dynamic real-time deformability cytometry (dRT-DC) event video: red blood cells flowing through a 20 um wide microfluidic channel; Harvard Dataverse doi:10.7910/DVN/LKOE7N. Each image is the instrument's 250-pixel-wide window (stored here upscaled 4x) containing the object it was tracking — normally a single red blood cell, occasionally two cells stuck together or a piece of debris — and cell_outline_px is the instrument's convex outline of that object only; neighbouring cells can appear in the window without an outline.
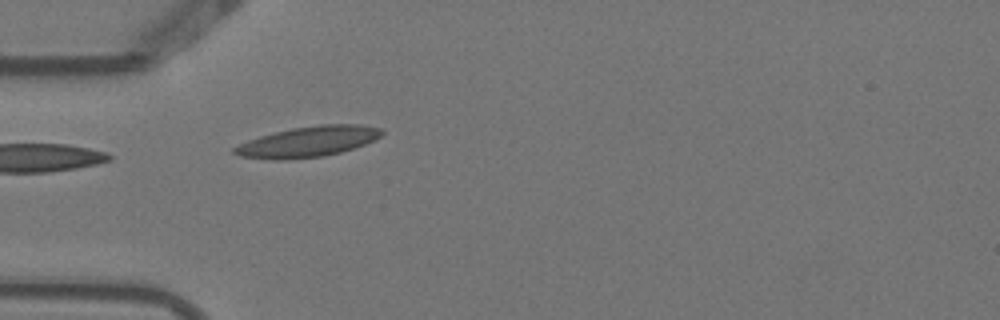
{"species": "Egyptian fruit bat (a non-hibernating species)", "species_latin": "Rousettus aegyptiacus", "temperature_condition": "warm", "stored_images_in_passage": 1, "camera_frame_rate_fps": 3000, "um_per_image_px": 0.085, "animal": {"sex": "female"}, "frame": {"image": 1, "passage_image": 1, "time_ms": 0.0, "image_size_px": [1000, 320], "cell_outline_px": [[384, 132], [376, 140], [340, 152], [324, 156], [284, 160], [272, 160], [240, 156], [232, 152], [232, 148], [248, 140], [260, 136], [292, 128], [320, 124], [360, 124], [380, 128]], "centroid_in_image_um": [26.18, 12.04], "position_along_channel_um": 58.8, "area_um2": 26.18}}